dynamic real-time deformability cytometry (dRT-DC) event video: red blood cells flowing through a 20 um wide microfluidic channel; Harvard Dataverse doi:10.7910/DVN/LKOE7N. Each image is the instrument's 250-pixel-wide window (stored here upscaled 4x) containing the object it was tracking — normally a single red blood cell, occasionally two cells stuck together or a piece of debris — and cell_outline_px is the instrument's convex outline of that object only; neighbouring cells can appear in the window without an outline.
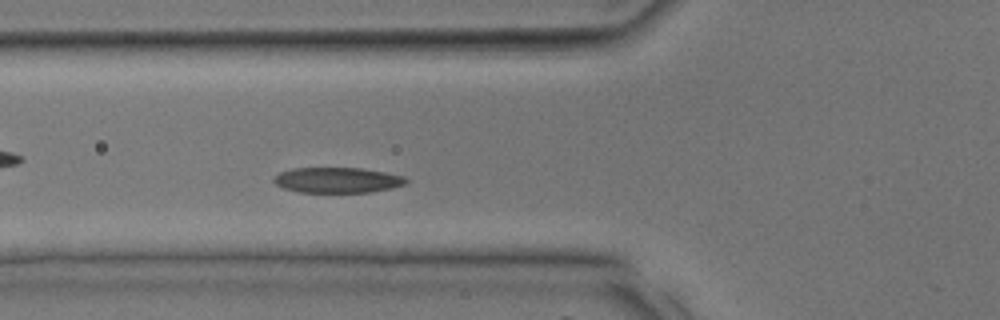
{"species": "common noctule bat (a hibernating species)", "species_latin": "Nyctalus noctula", "temperature_condition": "room temperature", "stored_images_in_passage": 27, "camera_frame_rate_fps": 3000, "um_per_image_px": 0.085, "animal": {"sex": "male", "body_mass_g": 17.9, "forearm_length_mm": 54.2}, "frame": {"image": 1, "passage_image": 8, "time_ms": 2.333, "image_size_px": [1000, 320], "cell_outline_px": [[408, 180], [404, 184], [392, 188], [372, 192], [300, 192], [284, 188], [276, 184], [272, 180], [280, 172], [292, 168], [360, 168], [384, 172], [404, 176]], "centroid_in_image_um": [28.68, 15.31], "position_along_channel_um": 97.1, "area_um2": 19.48}}
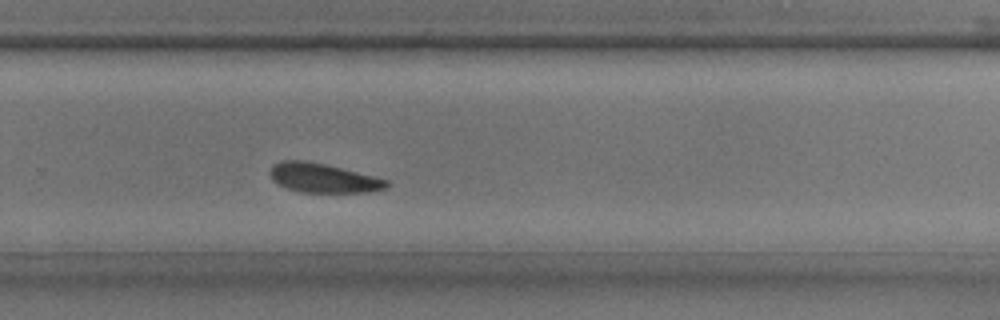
{"frame": {"image": 2, "passage_image": 19, "time_ms": 6.0, "image_size_px": [1000, 320], "cell_outline_px": [[388, 188], [368, 192], [300, 192], [276, 184], [272, 180], [268, 172], [272, 164], [280, 160], [304, 160], [324, 164], [388, 180]], "centroid_in_image_um": [27.39, 15.13], "position_along_channel_um": 302.4, "area_um2": 19.83}}